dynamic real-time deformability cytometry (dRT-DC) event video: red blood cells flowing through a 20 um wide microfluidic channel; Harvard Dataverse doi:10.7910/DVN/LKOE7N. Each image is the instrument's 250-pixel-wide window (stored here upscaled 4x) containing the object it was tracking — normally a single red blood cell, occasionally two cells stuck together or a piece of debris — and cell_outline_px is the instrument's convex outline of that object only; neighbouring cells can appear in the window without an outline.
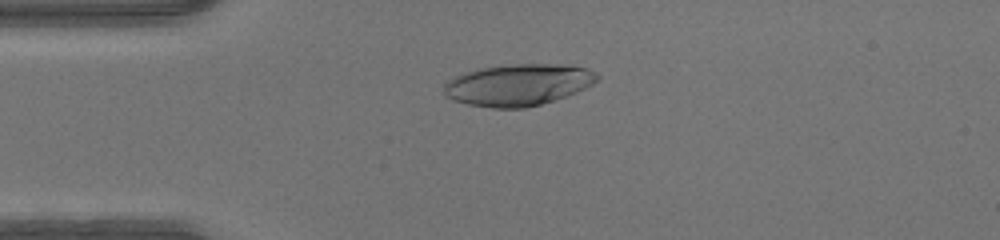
{"species": "human", "species_latin": "Homo sapiens", "temperature_condition": "warm", "stored_images_in_passage": 47, "camera_frame_rate_fps": 3000, "um_per_image_px": 0.085, "donor": {"sex": "male"}, "frame": {"image": 1, "passage_image": 11, "time_ms": 3.333, "image_size_px": [1000, 240], "cell_outline_px": [[600, 76], [592, 84], [576, 92], [540, 104], [524, 108], [492, 108], [468, 104], [452, 100], [444, 96], [444, 84], [448, 80], [464, 72], [480, 68], [516, 64], [556, 64], [588, 68], [596, 72]], "centroid_in_image_um": [44.01, 7.21], "position_along_channel_um": 41.0, "area_um2": 36.99}}
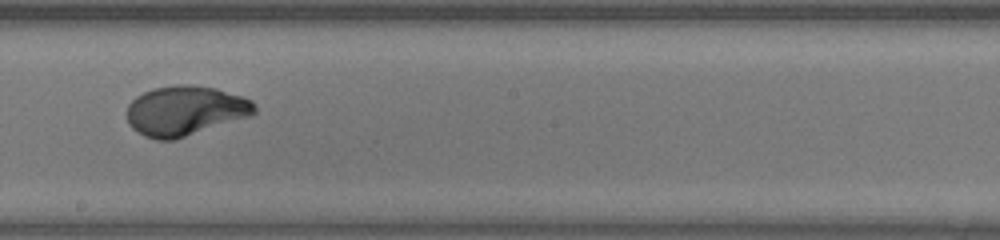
{"frame": {"image": 2, "passage_image": 26, "time_ms": 8.333, "image_size_px": [1000, 240], "cell_outline_px": [[256, 112], [252, 116], [176, 140], [156, 140], [144, 136], [132, 128], [128, 124], [128, 104], [136, 96], [152, 88], [176, 84], [192, 84], [216, 88], [244, 96], [252, 100], [256, 104]], "centroid_in_image_um": [15.78, 9.41], "position_along_channel_um": 232.4, "area_um2": 37.69}}
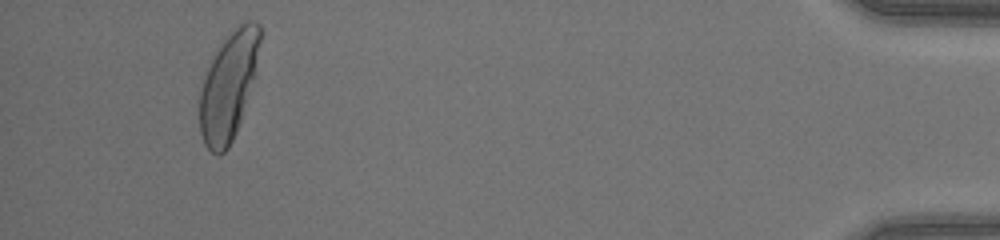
{"frame": {"image": 3, "passage_image": 44, "time_ms": 14.333, "image_size_px": [1000, 240], "cell_outline_px": [[260, 40], [252, 80], [240, 120], [236, 132], [228, 148], [220, 156], [212, 152], [204, 144], [200, 132], [200, 92], [204, 76], [212, 56], [224, 40], [240, 24], [248, 20], [256, 20], [260, 24]], "centroid_in_image_um": [19.39, 7.32], "position_along_channel_um": 415.8, "area_um2": 36.93}}